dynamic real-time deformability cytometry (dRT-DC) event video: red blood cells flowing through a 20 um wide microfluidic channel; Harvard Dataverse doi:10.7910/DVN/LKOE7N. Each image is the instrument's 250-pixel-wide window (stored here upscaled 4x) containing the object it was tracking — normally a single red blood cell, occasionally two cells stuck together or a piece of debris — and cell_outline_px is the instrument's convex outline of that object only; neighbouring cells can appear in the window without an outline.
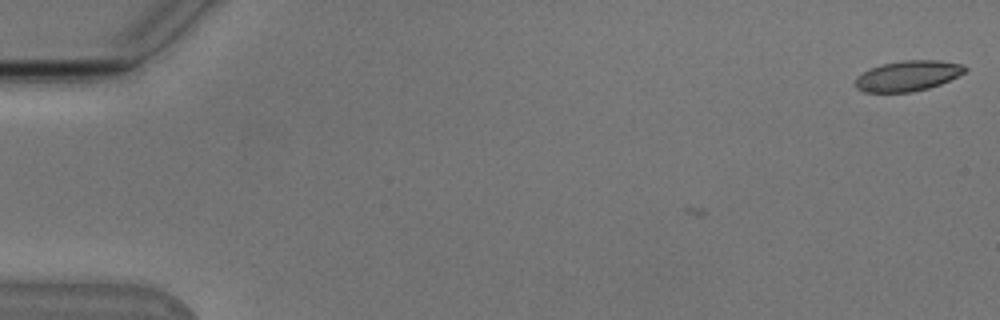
{"species": "Egyptian fruit bat (a non-hibernating species)", "species_latin": "Rousettus aegyptiacus", "temperature_condition": "cold", "stored_images_in_passage": 2, "camera_frame_rate_fps": 3000, "um_per_image_px": 0.085, "animal": {"sex": "male"}, "frame": {"image": 1, "passage_image": 2, "time_ms": 0.333, "image_size_px": [1000, 320], "cell_outline_px": [[968, 68], [964, 72], [940, 84], [928, 88], [912, 92], [864, 92], [856, 88], [856, 76], [880, 64], [904, 60], [940, 60], [964, 64]], "centroid_in_image_um": [77.17, 6.44], "position_along_channel_um": 7.8, "area_um2": 19.36}}